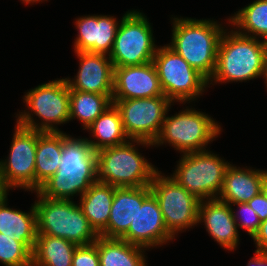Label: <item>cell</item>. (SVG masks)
<instances>
[{"label": "cell", "mask_w": 267, "mask_h": 266, "mask_svg": "<svg viewBox=\"0 0 267 266\" xmlns=\"http://www.w3.org/2000/svg\"><path fill=\"white\" fill-rule=\"evenodd\" d=\"M164 96L156 67L152 62L114 67L112 100H127Z\"/></svg>", "instance_id": "obj_16"}, {"label": "cell", "mask_w": 267, "mask_h": 266, "mask_svg": "<svg viewBox=\"0 0 267 266\" xmlns=\"http://www.w3.org/2000/svg\"><path fill=\"white\" fill-rule=\"evenodd\" d=\"M72 266H100L97 240L92 244L76 247L72 259Z\"/></svg>", "instance_id": "obj_31"}, {"label": "cell", "mask_w": 267, "mask_h": 266, "mask_svg": "<svg viewBox=\"0 0 267 266\" xmlns=\"http://www.w3.org/2000/svg\"><path fill=\"white\" fill-rule=\"evenodd\" d=\"M147 16L137 10L127 11L118 26L109 54L114 67L141 65L153 61L157 51Z\"/></svg>", "instance_id": "obj_10"}, {"label": "cell", "mask_w": 267, "mask_h": 266, "mask_svg": "<svg viewBox=\"0 0 267 266\" xmlns=\"http://www.w3.org/2000/svg\"><path fill=\"white\" fill-rule=\"evenodd\" d=\"M116 17L110 15H87L75 21L78 29L74 51H88L109 55L113 49L119 26Z\"/></svg>", "instance_id": "obj_17"}, {"label": "cell", "mask_w": 267, "mask_h": 266, "mask_svg": "<svg viewBox=\"0 0 267 266\" xmlns=\"http://www.w3.org/2000/svg\"><path fill=\"white\" fill-rule=\"evenodd\" d=\"M247 203L256 212L261 222L267 219V199L262 192Z\"/></svg>", "instance_id": "obj_32"}, {"label": "cell", "mask_w": 267, "mask_h": 266, "mask_svg": "<svg viewBox=\"0 0 267 266\" xmlns=\"http://www.w3.org/2000/svg\"><path fill=\"white\" fill-rule=\"evenodd\" d=\"M40 1L42 2V0H22V2L25 3V4H31V3L33 4V3H36V2L39 3ZM43 1H45V0H43Z\"/></svg>", "instance_id": "obj_38"}, {"label": "cell", "mask_w": 267, "mask_h": 266, "mask_svg": "<svg viewBox=\"0 0 267 266\" xmlns=\"http://www.w3.org/2000/svg\"><path fill=\"white\" fill-rule=\"evenodd\" d=\"M70 121L77 119L87 129L109 106L113 104L107 95L69 90Z\"/></svg>", "instance_id": "obj_27"}, {"label": "cell", "mask_w": 267, "mask_h": 266, "mask_svg": "<svg viewBox=\"0 0 267 266\" xmlns=\"http://www.w3.org/2000/svg\"><path fill=\"white\" fill-rule=\"evenodd\" d=\"M10 153L0 161V170L11 188L35 193V157L37 130L15 125Z\"/></svg>", "instance_id": "obj_13"}, {"label": "cell", "mask_w": 267, "mask_h": 266, "mask_svg": "<svg viewBox=\"0 0 267 266\" xmlns=\"http://www.w3.org/2000/svg\"><path fill=\"white\" fill-rule=\"evenodd\" d=\"M221 129L208 114L186 107L178 114L165 116L153 146L168 143L182 154L204 151L220 135Z\"/></svg>", "instance_id": "obj_7"}, {"label": "cell", "mask_w": 267, "mask_h": 266, "mask_svg": "<svg viewBox=\"0 0 267 266\" xmlns=\"http://www.w3.org/2000/svg\"><path fill=\"white\" fill-rule=\"evenodd\" d=\"M172 19V39L168 46L209 81L216 68L224 27L210 19Z\"/></svg>", "instance_id": "obj_2"}, {"label": "cell", "mask_w": 267, "mask_h": 266, "mask_svg": "<svg viewBox=\"0 0 267 266\" xmlns=\"http://www.w3.org/2000/svg\"><path fill=\"white\" fill-rule=\"evenodd\" d=\"M114 193L115 186L97 181L80 197L78 204L98 234L107 227Z\"/></svg>", "instance_id": "obj_23"}, {"label": "cell", "mask_w": 267, "mask_h": 266, "mask_svg": "<svg viewBox=\"0 0 267 266\" xmlns=\"http://www.w3.org/2000/svg\"><path fill=\"white\" fill-rule=\"evenodd\" d=\"M86 130L91 131L97 141H87L95 152L112 146L126 143L129 139L122 125V118L118 108L113 103Z\"/></svg>", "instance_id": "obj_25"}, {"label": "cell", "mask_w": 267, "mask_h": 266, "mask_svg": "<svg viewBox=\"0 0 267 266\" xmlns=\"http://www.w3.org/2000/svg\"><path fill=\"white\" fill-rule=\"evenodd\" d=\"M120 239L148 250L175 239L165 226L159 203L152 192L138 204L134 221Z\"/></svg>", "instance_id": "obj_14"}, {"label": "cell", "mask_w": 267, "mask_h": 266, "mask_svg": "<svg viewBox=\"0 0 267 266\" xmlns=\"http://www.w3.org/2000/svg\"><path fill=\"white\" fill-rule=\"evenodd\" d=\"M0 263L5 266H29L32 264V253L15 240V235L0 233Z\"/></svg>", "instance_id": "obj_29"}, {"label": "cell", "mask_w": 267, "mask_h": 266, "mask_svg": "<svg viewBox=\"0 0 267 266\" xmlns=\"http://www.w3.org/2000/svg\"><path fill=\"white\" fill-rule=\"evenodd\" d=\"M135 145L150 147L153 143L129 139L121 145L97 151V181L115 187L149 186L159 170Z\"/></svg>", "instance_id": "obj_4"}, {"label": "cell", "mask_w": 267, "mask_h": 266, "mask_svg": "<svg viewBox=\"0 0 267 266\" xmlns=\"http://www.w3.org/2000/svg\"><path fill=\"white\" fill-rule=\"evenodd\" d=\"M223 32L217 52L216 68L208 84L243 82L263 77L267 42L240 34Z\"/></svg>", "instance_id": "obj_3"}, {"label": "cell", "mask_w": 267, "mask_h": 266, "mask_svg": "<svg viewBox=\"0 0 267 266\" xmlns=\"http://www.w3.org/2000/svg\"><path fill=\"white\" fill-rule=\"evenodd\" d=\"M203 222L206 231L221 247L233 251L238 247V227L230 204L219 199L202 200L198 207V224Z\"/></svg>", "instance_id": "obj_18"}, {"label": "cell", "mask_w": 267, "mask_h": 266, "mask_svg": "<svg viewBox=\"0 0 267 266\" xmlns=\"http://www.w3.org/2000/svg\"><path fill=\"white\" fill-rule=\"evenodd\" d=\"M77 245L66 239L37 234L32 253L34 266H72Z\"/></svg>", "instance_id": "obj_26"}, {"label": "cell", "mask_w": 267, "mask_h": 266, "mask_svg": "<svg viewBox=\"0 0 267 266\" xmlns=\"http://www.w3.org/2000/svg\"><path fill=\"white\" fill-rule=\"evenodd\" d=\"M237 205L239 208L238 213H236L232 208L233 218L236 222L238 228L245 229L249 236L253 238L257 233L260 226V219L256 212L251 208L248 203H236L230 204V206ZM240 213V214H239Z\"/></svg>", "instance_id": "obj_30"}, {"label": "cell", "mask_w": 267, "mask_h": 266, "mask_svg": "<svg viewBox=\"0 0 267 266\" xmlns=\"http://www.w3.org/2000/svg\"><path fill=\"white\" fill-rule=\"evenodd\" d=\"M34 206L38 234L70 241L77 246L94 243L99 234L90 225L79 204L73 200L49 199L38 192Z\"/></svg>", "instance_id": "obj_5"}, {"label": "cell", "mask_w": 267, "mask_h": 266, "mask_svg": "<svg viewBox=\"0 0 267 266\" xmlns=\"http://www.w3.org/2000/svg\"><path fill=\"white\" fill-rule=\"evenodd\" d=\"M252 239L256 244V251L267 253V219L260 223L259 229Z\"/></svg>", "instance_id": "obj_33"}, {"label": "cell", "mask_w": 267, "mask_h": 266, "mask_svg": "<svg viewBox=\"0 0 267 266\" xmlns=\"http://www.w3.org/2000/svg\"><path fill=\"white\" fill-rule=\"evenodd\" d=\"M261 192L264 194L265 198L267 199V172H266L264 180H263Z\"/></svg>", "instance_id": "obj_36"}, {"label": "cell", "mask_w": 267, "mask_h": 266, "mask_svg": "<svg viewBox=\"0 0 267 266\" xmlns=\"http://www.w3.org/2000/svg\"><path fill=\"white\" fill-rule=\"evenodd\" d=\"M255 255L250 259L247 266H267V253L255 250Z\"/></svg>", "instance_id": "obj_34"}, {"label": "cell", "mask_w": 267, "mask_h": 266, "mask_svg": "<svg viewBox=\"0 0 267 266\" xmlns=\"http://www.w3.org/2000/svg\"><path fill=\"white\" fill-rule=\"evenodd\" d=\"M10 189L11 187L7 184L0 170V204L8 200L7 195Z\"/></svg>", "instance_id": "obj_35"}, {"label": "cell", "mask_w": 267, "mask_h": 266, "mask_svg": "<svg viewBox=\"0 0 267 266\" xmlns=\"http://www.w3.org/2000/svg\"><path fill=\"white\" fill-rule=\"evenodd\" d=\"M63 150V131H37L35 192L58 170Z\"/></svg>", "instance_id": "obj_21"}, {"label": "cell", "mask_w": 267, "mask_h": 266, "mask_svg": "<svg viewBox=\"0 0 267 266\" xmlns=\"http://www.w3.org/2000/svg\"><path fill=\"white\" fill-rule=\"evenodd\" d=\"M263 79L265 80V84H266V87H267V51H266V54H265Z\"/></svg>", "instance_id": "obj_37"}, {"label": "cell", "mask_w": 267, "mask_h": 266, "mask_svg": "<svg viewBox=\"0 0 267 266\" xmlns=\"http://www.w3.org/2000/svg\"><path fill=\"white\" fill-rule=\"evenodd\" d=\"M79 70L74 79L65 78L69 90L97 93L113 98L114 65L109 55L75 51Z\"/></svg>", "instance_id": "obj_15"}, {"label": "cell", "mask_w": 267, "mask_h": 266, "mask_svg": "<svg viewBox=\"0 0 267 266\" xmlns=\"http://www.w3.org/2000/svg\"><path fill=\"white\" fill-rule=\"evenodd\" d=\"M228 18L237 32L267 42V0H255ZM238 28V30H237Z\"/></svg>", "instance_id": "obj_28"}, {"label": "cell", "mask_w": 267, "mask_h": 266, "mask_svg": "<svg viewBox=\"0 0 267 266\" xmlns=\"http://www.w3.org/2000/svg\"><path fill=\"white\" fill-rule=\"evenodd\" d=\"M151 193L150 185L142 187H115L107 227L99 234L105 238L120 239L137 215L138 204Z\"/></svg>", "instance_id": "obj_19"}, {"label": "cell", "mask_w": 267, "mask_h": 266, "mask_svg": "<svg viewBox=\"0 0 267 266\" xmlns=\"http://www.w3.org/2000/svg\"><path fill=\"white\" fill-rule=\"evenodd\" d=\"M97 182V153L86 138L63 133V150L57 172L36 191L49 199L72 200ZM72 197V198H71Z\"/></svg>", "instance_id": "obj_1"}, {"label": "cell", "mask_w": 267, "mask_h": 266, "mask_svg": "<svg viewBox=\"0 0 267 266\" xmlns=\"http://www.w3.org/2000/svg\"><path fill=\"white\" fill-rule=\"evenodd\" d=\"M97 249L100 266H147V249L125 240L99 236Z\"/></svg>", "instance_id": "obj_24"}, {"label": "cell", "mask_w": 267, "mask_h": 266, "mask_svg": "<svg viewBox=\"0 0 267 266\" xmlns=\"http://www.w3.org/2000/svg\"><path fill=\"white\" fill-rule=\"evenodd\" d=\"M181 156L171 177L200 201L217 199L230 163L208 149Z\"/></svg>", "instance_id": "obj_8"}, {"label": "cell", "mask_w": 267, "mask_h": 266, "mask_svg": "<svg viewBox=\"0 0 267 266\" xmlns=\"http://www.w3.org/2000/svg\"><path fill=\"white\" fill-rule=\"evenodd\" d=\"M112 101L121 114L127 137L150 143L160 134L165 116L172 105L165 96Z\"/></svg>", "instance_id": "obj_12"}, {"label": "cell", "mask_w": 267, "mask_h": 266, "mask_svg": "<svg viewBox=\"0 0 267 266\" xmlns=\"http://www.w3.org/2000/svg\"><path fill=\"white\" fill-rule=\"evenodd\" d=\"M164 96L174 105L196 100L208 87V80L167 45L157 48L153 58Z\"/></svg>", "instance_id": "obj_9"}, {"label": "cell", "mask_w": 267, "mask_h": 266, "mask_svg": "<svg viewBox=\"0 0 267 266\" xmlns=\"http://www.w3.org/2000/svg\"><path fill=\"white\" fill-rule=\"evenodd\" d=\"M23 99L26 110L31 111L19 112L16 124L40 132H60L57 125L70 121V95L65 78L38 85ZM32 112L40 118V123L35 122Z\"/></svg>", "instance_id": "obj_6"}, {"label": "cell", "mask_w": 267, "mask_h": 266, "mask_svg": "<svg viewBox=\"0 0 267 266\" xmlns=\"http://www.w3.org/2000/svg\"><path fill=\"white\" fill-rule=\"evenodd\" d=\"M266 172L230 164L217 199L228 204L247 203L261 192Z\"/></svg>", "instance_id": "obj_20"}, {"label": "cell", "mask_w": 267, "mask_h": 266, "mask_svg": "<svg viewBox=\"0 0 267 266\" xmlns=\"http://www.w3.org/2000/svg\"><path fill=\"white\" fill-rule=\"evenodd\" d=\"M150 189L159 203L165 226L173 237L178 232L198 225L200 200L171 176H163L158 171L150 183Z\"/></svg>", "instance_id": "obj_11"}, {"label": "cell", "mask_w": 267, "mask_h": 266, "mask_svg": "<svg viewBox=\"0 0 267 266\" xmlns=\"http://www.w3.org/2000/svg\"><path fill=\"white\" fill-rule=\"evenodd\" d=\"M0 233L15 235L31 253L37 238V214L32 204L30 212H23L7 207V200L0 204Z\"/></svg>", "instance_id": "obj_22"}]
</instances>
